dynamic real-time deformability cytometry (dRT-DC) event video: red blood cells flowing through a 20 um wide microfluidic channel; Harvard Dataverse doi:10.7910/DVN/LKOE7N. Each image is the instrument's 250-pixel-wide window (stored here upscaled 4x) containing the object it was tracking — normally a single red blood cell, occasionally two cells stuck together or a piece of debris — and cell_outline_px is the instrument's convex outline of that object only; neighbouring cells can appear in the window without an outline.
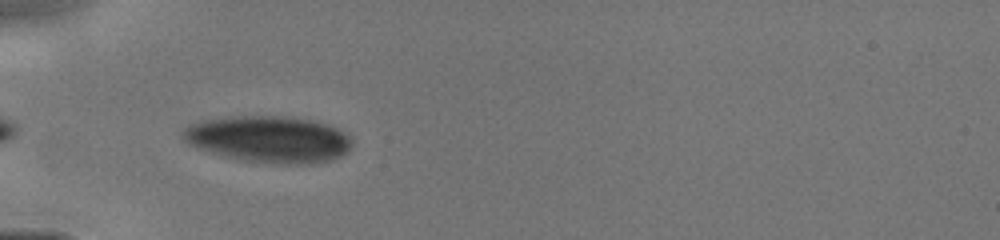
{"species": "human", "species_latin": "Homo sapiens", "temperature_condition": "cold", "stored_images_in_passage": 10, "camera_frame_rate_fps": 3000, "um_per_image_px": 0.085, "donor": {"sex": "male"}, "frame": {"image": 1, "passage_image": 1, "time_ms": 0.0, "image_size_px": [1000, 240], "cell_outline_px": [[352, 144], [348, 152], [332, 160], [308, 164], [272, 164], [244, 160], [224, 156], [196, 148], [188, 144], [184, 140], [184, 128], [200, 120], [232, 116], [288, 116], [312, 120], [328, 124], [352, 136]], "centroid_in_image_um": [22.88, 11.83], "position_along_channel_um": 62.1, "area_um2": 46.3}}
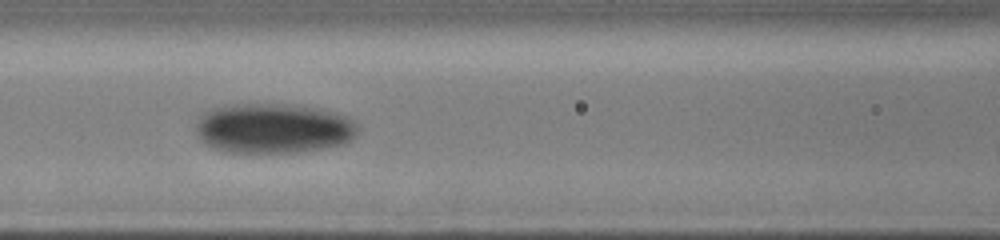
{"frame": {"image": 2, "passage_image": 6, "time_ms": 2.0, "image_size_px": [1000, 240], "cell_outline_px": [[356, 132], [352, 140], [348, 144], [296, 152], [224, 152], [212, 148], [204, 144], [196, 136], [196, 120], [204, 112], [212, 108], [224, 104], [296, 104], [316, 108], [332, 112], [356, 120]], "centroid_in_image_um": [23.19, 10.9], "position_along_channel_um": 143.4, "area_um2": 47.74}}
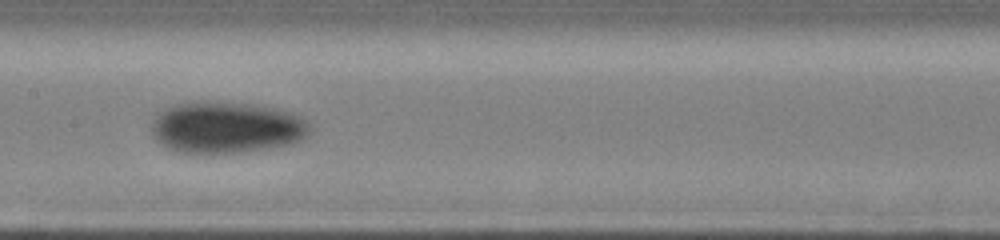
{"frame": {"image": 3, "passage_image": 8, "time_ms": 3.0, "image_size_px": [1000, 240], "cell_outline_px": [[312, 128], [308, 136], [292, 144], [268, 148], [240, 152], [180, 152], [168, 148], [160, 144], [152, 136], [148, 128], [156, 112], [164, 108], [188, 100], [216, 100], [256, 104], [292, 112], [300, 116]], "centroid_in_image_um": [19.18, 10.79], "position_along_channel_um": 188.2, "area_um2": 48.61}}